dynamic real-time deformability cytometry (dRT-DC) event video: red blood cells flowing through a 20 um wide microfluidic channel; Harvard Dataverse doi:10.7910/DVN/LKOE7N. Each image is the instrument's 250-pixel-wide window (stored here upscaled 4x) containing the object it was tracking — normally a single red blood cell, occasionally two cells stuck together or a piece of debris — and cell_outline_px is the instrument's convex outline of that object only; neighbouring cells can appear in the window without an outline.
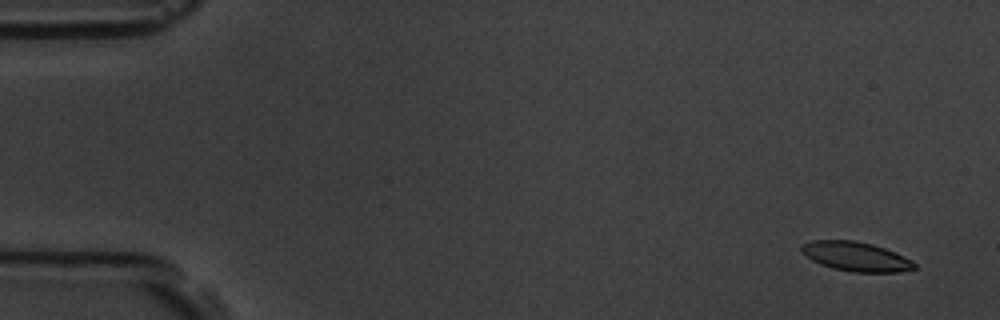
{"species": "common noctule bat (a hibernating species)", "species_latin": "Nyctalus noctula", "temperature_condition": "room temperature", "stored_images_in_passage": 4, "camera_frame_rate_fps": 3000, "um_per_image_px": 0.085, "animal": {"sex": "male", "body_mass_g": 19.5, "forearm_length_mm": 54.6}, "frame": {"image": 1, "passage_image": 1, "time_ms": 0.0, "image_size_px": [1000, 320], "cell_outline_px": [[916, 268], [900, 272], [852, 272], [832, 268], [820, 264], [812, 260], [800, 252], [800, 244], [812, 240], [856, 240], [872, 244], [896, 252], [912, 260], [916, 264]], "centroid_in_image_um": [72.73, 21.8], "position_along_channel_um": 12.3, "area_um2": 19.54}}
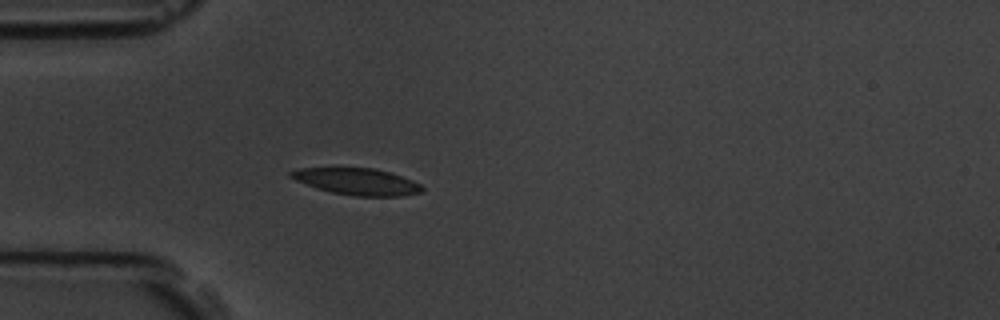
{"frame": {"image": 2, "passage_image": 4, "time_ms": 4.333, "image_size_px": [1000, 320], "cell_outline_px": [[424, 192], [400, 196], [356, 196], [332, 192], [316, 188], [296, 180], [288, 176], [288, 172], [300, 168], [336, 164], [372, 168], [392, 172], [412, 180], [420, 184], [424, 188]], "centroid_in_image_um": [30.29, 15.37], "position_along_channel_um": 54.7, "area_um2": 21.44}}